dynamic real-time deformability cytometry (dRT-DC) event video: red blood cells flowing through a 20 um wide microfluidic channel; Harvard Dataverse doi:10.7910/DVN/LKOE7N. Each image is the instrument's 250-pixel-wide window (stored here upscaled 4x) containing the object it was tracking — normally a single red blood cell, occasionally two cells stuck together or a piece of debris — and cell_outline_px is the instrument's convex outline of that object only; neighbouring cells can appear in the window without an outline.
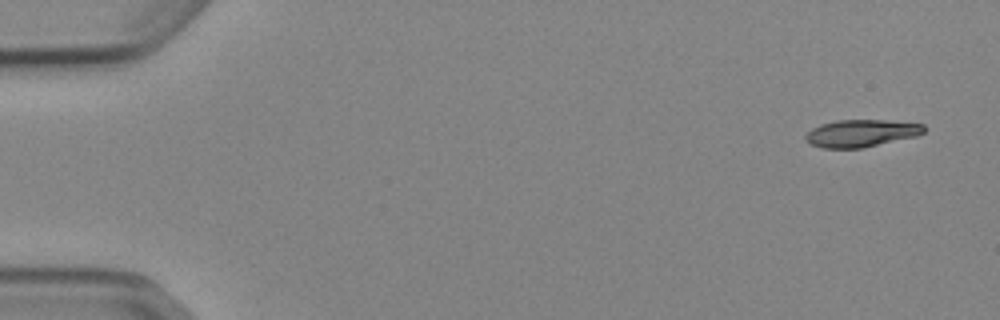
{"species": "Egyptian fruit bat (a non-hibernating species)", "species_latin": "Rousettus aegyptiacus", "temperature_condition": "cold", "stored_images_in_passage": 51, "camera_frame_rate_fps": 3000, "um_per_image_px": 0.085, "animal": {"sex": "female"}, "frame": {"image": 1, "passage_image": 1, "time_ms": 0.0, "image_size_px": [1000, 320], "cell_outline_px": [[928, 128], [924, 132], [916, 136], [864, 148], [820, 148], [812, 144], [804, 136], [812, 128], [820, 124], [836, 120], [884, 120], [924, 124]], "centroid_in_image_um": [73.23, 11.32], "position_along_channel_um": 11.8, "area_um2": 18.9}}
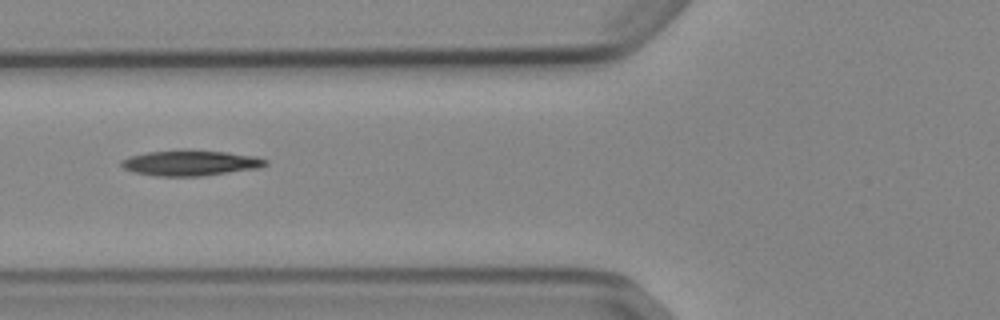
{"frame": {"image": 2, "passage_image": 19, "time_ms": 6.0, "image_size_px": [1000, 320], "cell_outline_px": [[268, 164], [260, 168], [200, 176], [156, 176], [132, 172], [124, 168], [120, 164], [120, 160], [128, 156], [148, 152], [224, 152], [256, 156], [268, 160]], "centroid_in_image_um": [16.18, 13.89], "position_along_channel_um": 109.6, "area_um2": 20.75}}
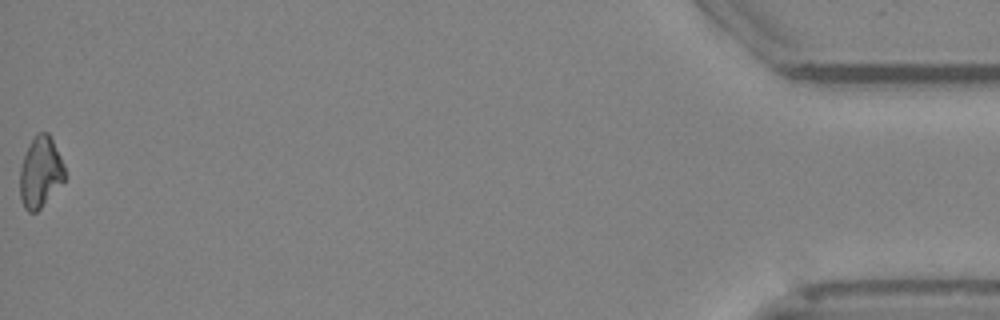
{"frame": {"image": 3, "passage_image": 51, "time_ms": 16.667, "image_size_px": [1000, 320], "cell_outline_px": [[64, 180], [40, 208], [36, 212], [28, 212], [24, 208], [20, 196], [20, 168], [24, 156], [36, 132], [48, 132], [64, 164]], "centroid_in_image_um": [3.42, 14.64], "position_along_channel_um": 431.8, "area_um2": 18.15}}